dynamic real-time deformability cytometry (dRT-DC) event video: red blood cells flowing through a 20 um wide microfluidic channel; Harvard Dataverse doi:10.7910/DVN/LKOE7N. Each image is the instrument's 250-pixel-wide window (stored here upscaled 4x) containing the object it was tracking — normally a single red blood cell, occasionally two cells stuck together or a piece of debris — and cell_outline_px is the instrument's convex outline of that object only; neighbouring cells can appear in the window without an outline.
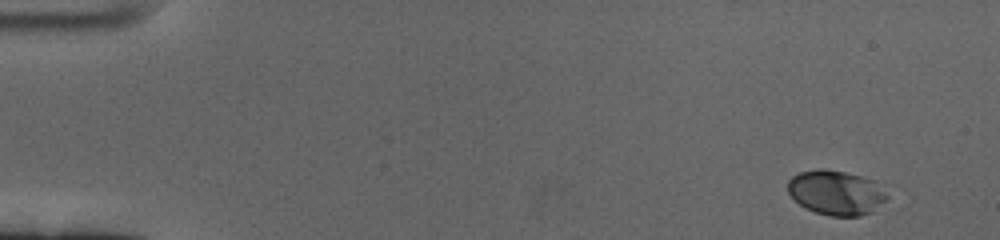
{"species": "human", "species_latin": "Homo sapiens", "temperature_condition": "cold", "stored_images_in_passage": 58, "camera_frame_rate_fps": 3000, "um_per_image_px": 0.085, "donor": {"sex": "female"}, "frame": {"image": 1, "passage_image": 1, "time_ms": 0.0, "image_size_px": [1000, 240], "cell_outline_px": [[888, 200], [872, 212], [860, 216], [832, 216], [816, 212], [792, 200], [788, 192], [788, 180], [792, 176], [800, 172], [820, 168], [824, 168], [844, 172], [860, 176], [872, 180], [888, 196]], "centroid_in_image_um": [71.04, 16.38], "position_along_channel_um": 14.0, "area_um2": 25.72}}
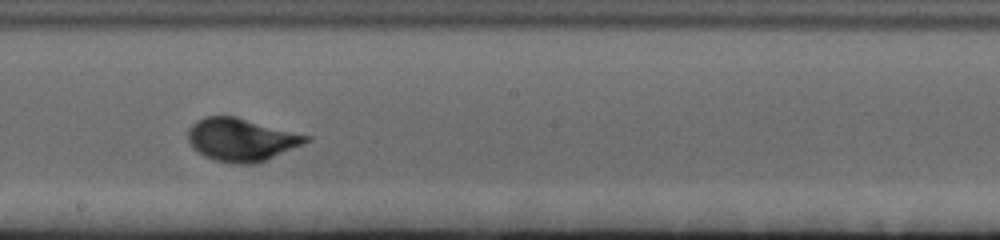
{"frame": {"image": 2, "passage_image": 32, "time_ms": 10.333, "image_size_px": [1000, 240], "cell_outline_px": [[312, 136], [308, 140], [260, 164], [232, 164], [216, 160], [204, 156], [188, 140], [188, 128], [192, 124], [204, 116], [236, 116]], "centroid_in_image_um": [20.51, 11.87], "position_along_channel_um": 227.7, "area_um2": 29.36}}
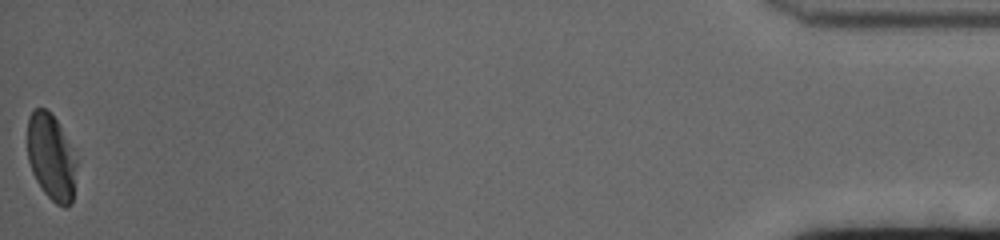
{"frame": {"image": 3, "passage_image": 58, "time_ms": 19.0, "image_size_px": [1000, 240], "cell_outline_px": [[76, 164], [72, 204], [64, 208], [56, 204], [44, 192], [36, 180], [32, 172], [28, 160], [28, 116], [36, 108], [44, 108], [52, 112], [76, 160]], "centroid_in_image_um": [4.33, 13.38], "position_along_channel_um": 430.9, "area_um2": 24.28}, "authors_computed_cell_mechanics": {"area_um2": 27.5417, "velocity_mm_per_s": 3.3653, "shape_relaxation_time_tau1_ms": 2.4716, "shape_relaxation_time_tau2_ms": null, "deformation_change_tau1": 0.1498, "deformation_change_tau2": null}}